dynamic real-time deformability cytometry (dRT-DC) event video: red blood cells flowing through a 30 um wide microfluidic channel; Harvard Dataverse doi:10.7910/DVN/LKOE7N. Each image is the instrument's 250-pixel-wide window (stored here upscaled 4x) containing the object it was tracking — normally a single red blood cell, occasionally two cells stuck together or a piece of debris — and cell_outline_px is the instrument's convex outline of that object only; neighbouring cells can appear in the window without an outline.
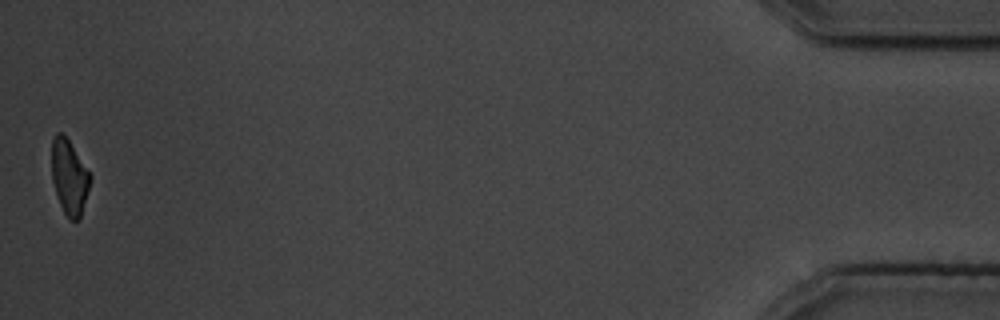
{"species": "common noctule bat (a hibernating species)", "species_latin": "Nyctalus noctula", "temperature_condition": "cold", "stored_images_in_passage": 53, "camera_frame_rate_fps": 3000, "um_per_image_px": 0.085, "animal": {"sex": "male", "body_mass_g": 19.5, "forearm_length_mm": 54.6}, "frame": {"image": 1, "passage_image": 53, "time_ms": 17.333, "image_size_px": [1000, 320], "cell_outline_px": [[92, 176], [80, 220], [72, 220], [64, 212], [60, 204], [52, 180], [52, 140], [56, 132], [60, 132], [68, 140]], "centroid_in_image_um": [5.89, 15.06], "position_along_channel_um": 429.3, "area_um2": 16.47}, "authors_computed_cell_mechanics": {"area_um2": 19.4786, "velocity_mm_per_s": 3.7226, "shape_relaxation_time_tau1_ms": 2.748, "shape_relaxation_time_tau2_ms": 4.0277, "deformation_change_tau1": 0.1163, "deformation_change_tau2": 0.0927}}